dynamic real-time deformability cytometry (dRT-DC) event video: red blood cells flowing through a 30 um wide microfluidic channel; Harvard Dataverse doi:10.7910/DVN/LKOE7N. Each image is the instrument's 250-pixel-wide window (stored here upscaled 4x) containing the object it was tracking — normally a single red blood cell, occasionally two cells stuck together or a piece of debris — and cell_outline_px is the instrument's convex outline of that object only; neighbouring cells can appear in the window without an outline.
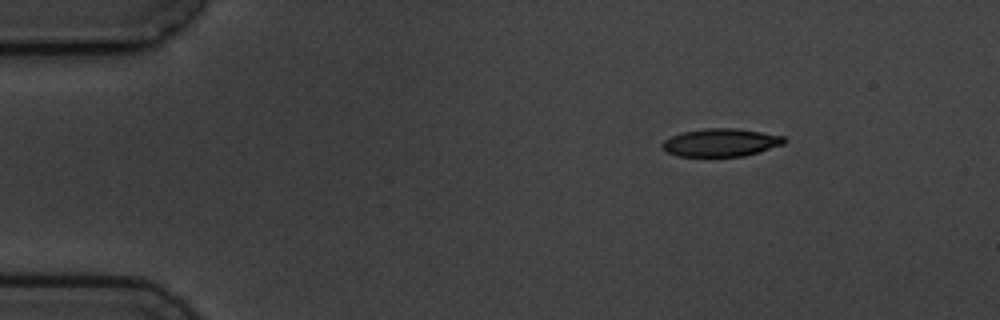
{"species": "common noctule bat (a hibernating species)", "species_latin": "Nyctalus noctula", "temperature_condition": "cold", "stored_images_in_passage": 5, "camera_frame_rate_fps": 3000, "um_per_image_px": 0.085, "animal": {"sex": "male", "body_mass_g": 19.5, "forearm_length_mm": 54.6}, "frame": {"image": 1, "passage_image": 1, "time_ms": 0.0, "image_size_px": [1000, 320], "cell_outline_px": [[788, 140], [784, 144], [744, 156], [676, 156], [660, 148], [660, 144], [664, 140], [672, 136], [684, 132], [704, 128], [736, 128], [784, 136]], "centroid_in_image_um": [61.26, 12.11], "position_along_channel_um": 23.7, "area_um2": 19.83}}
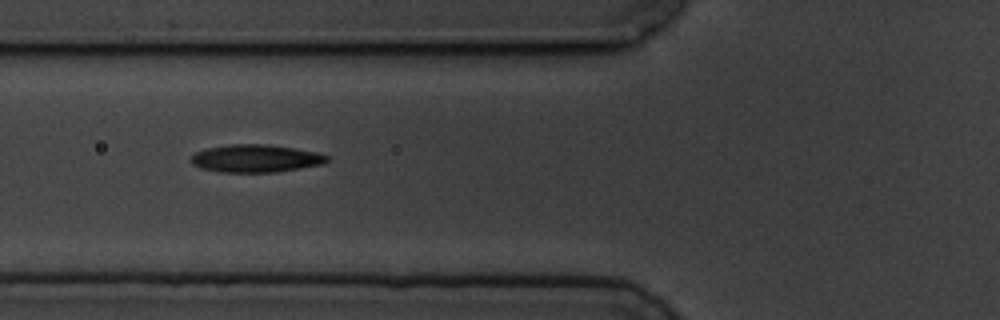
{"frame": {"image": 2, "passage_image": 4, "time_ms": 4.333, "image_size_px": [1000, 320], "cell_outline_px": [[328, 160], [324, 164], [276, 172], [220, 172], [200, 168], [192, 164], [188, 160], [196, 152], [208, 148], [228, 144], [268, 144], [316, 152], [328, 156]], "centroid_in_image_um": [21.7, 13.47], "position_along_channel_um": 104.1, "area_um2": 21.96}}
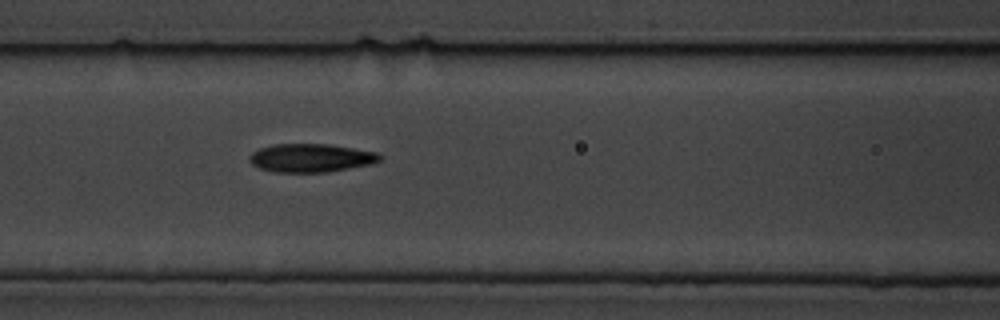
{"frame": {"image": 3, "passage_image": 5, "time_ms": 5.333, "image_size_px": [1000, 320], "cell_outline_px": [[384, 156], [380, 160], [372, 164], [328, 172], [276, 172], [260, 168], [252, 164], [248, 160], [248, 156], [252, 152], [260, 148], [276, 144], [328, 144], [380, 152]], "centroid_in_image_um": [26.47, 13.42], "position_along_channel_um": 140.1, "area_um2": 21.73}}